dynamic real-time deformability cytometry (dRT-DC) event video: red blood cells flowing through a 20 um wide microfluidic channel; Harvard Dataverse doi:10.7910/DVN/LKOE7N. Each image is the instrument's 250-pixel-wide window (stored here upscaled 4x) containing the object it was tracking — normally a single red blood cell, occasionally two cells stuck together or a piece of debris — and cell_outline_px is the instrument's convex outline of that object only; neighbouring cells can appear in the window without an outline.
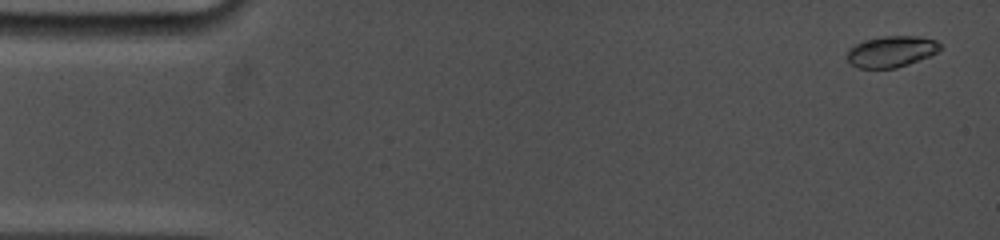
{"species": "common noctule bat (a hibernating species)", "species_latin": "Nyctalus noctula", "temperature_condition": "cold", "stored_images_in_passage": 17, "camera_frame_rate_fps": 5000, "um_per_image_px": 0.085, "animal": {"sex": "female", "body_mass_g": 19.0, "forearm_length_mm": 53.3}, "frame": {"image": 1, "passage_image": 1, "time_ms": 0.0, "image_size_px": [1000, 240], "cell_outline_px": [[944, 44], [936, 52], [928, 56], [908, 64], [896, 68], [860, 68], [848, 64], [848, 48], [864, 40], [884, 36], [916, 36], [936, 40]], "centroid_in_image_um": [75.75, 4.38], "position_along_channel_um": 9.2, "area_um2": 16.88}}
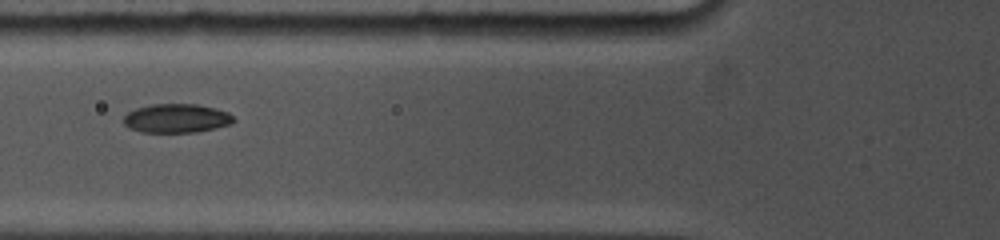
{"frame": {"image": 2, "passage_image": 11, "time_ms": 6.0, "image_size_px": [1000, 240], "cell_outline_px": [[236, 120], [232, 124], [216, 128], [196, 132], [140, 132], [128, 128], [124, 124], [124, 116], [128, 112], [136, 108], [152, 104], [196, 104], [228, 112]], "centroid_in_image_um": [14.99, 10.06], "position_along_channel_um": 110.8, "area_um2": 18.55}}
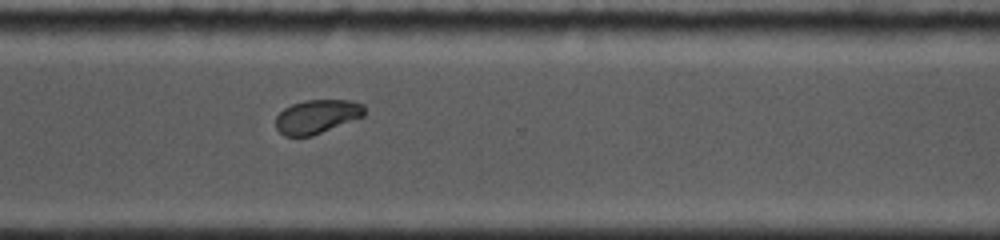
{"frame": {"image": 3, "passage_image": 17, "time_ms": 12.2, "image_size_px": [1000, 240], "cell_outline_px": [[364, 116], [312, 136], [284, 136], [276, 128], [276, 116], [284, 108], [292, 104], [304, 100], [352, 100], [364, 104]], "centroid_in_image_um": [26.94, 9.9], "position_along_channel_um": 343.7, "area_um2": 17.51}}